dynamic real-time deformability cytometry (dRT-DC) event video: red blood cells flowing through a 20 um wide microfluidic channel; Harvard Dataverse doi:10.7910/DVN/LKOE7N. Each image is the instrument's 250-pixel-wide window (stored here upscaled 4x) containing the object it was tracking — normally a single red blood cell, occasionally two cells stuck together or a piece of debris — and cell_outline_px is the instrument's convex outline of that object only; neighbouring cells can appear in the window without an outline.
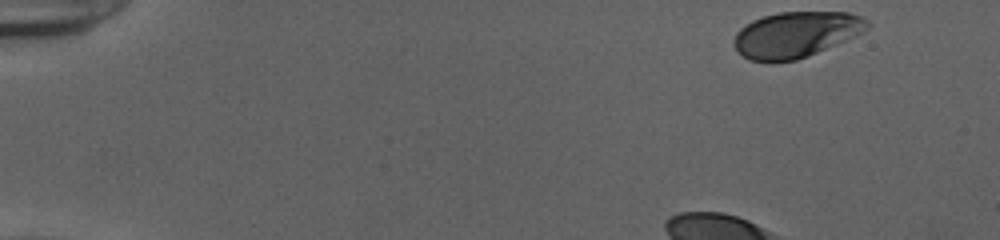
{"species": "human", "species_latin": "Homo sapiens", "temperature_condition": "cold", "stored_images_in_passage": 40, "camera_frame_rate_fps": 3000, "um_per_image_px": 0.085, "donor": {"sex": "female"}, "frame": {"image": 1, "passage_image": 1, "time_ms": 0.0, "image_size_px": [1000, 240], "cell_outline_px": [[868, 28], [836, 44], [796, 60], [748, 60], [732, 44], [736, 32], [740, 28], [752, 20], [764, 16], [780, 12], [848, 12], [860, 16], [868, 20]], "centroid_in_image_um": [67.62, 2.91], "position_along_channel_um": 17.4, "area_um2": 34.8}}
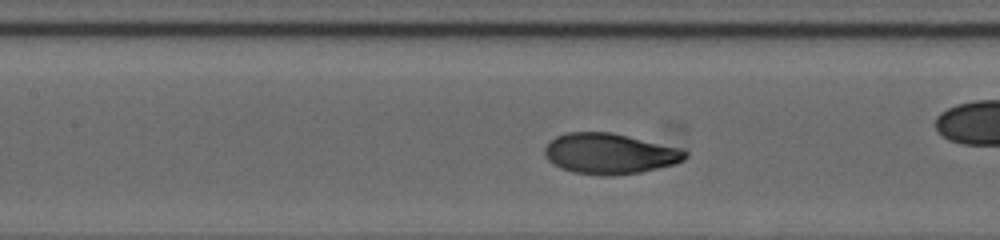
{"frame": {"image": 2, "passage_image": 20, "time_ms": 6.333, "image_size_px": [1000, 240], "cell_outline_px": [[688, 156], [684, 160], [676, 164], [640, 172], [612, 176], [600, 176], [572, 172], [560, 168], [552, 164], [548, 160], [544, 152], [544, 148], [548, 140], [556, 136], [568, 132], [612, 132], [684, 148], [688, 152]], "centroid_in_image_um": [51.84, 13.06], "position_along_channel_um": 155.6, "area_um2": 33.93}}
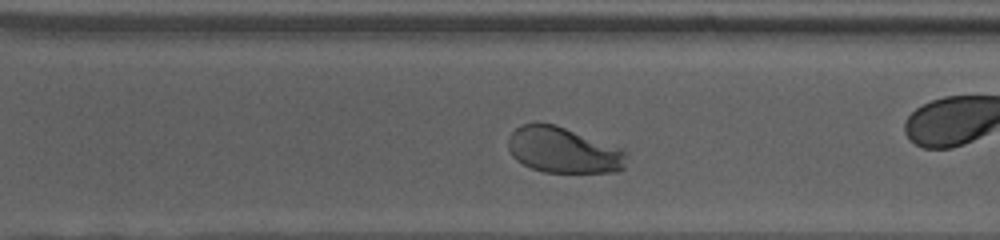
{"frame": {"image": 3, "passage_image": 33, "time_ms": 10.667, "image_size_px": [1000, 240], "cell_outline_px": [[628, 156], [624, 168], [620, 172], [544, 172], [532, 168], [516, 160], [512, 156], [508, 148], [508, 136], [516, 128], [524, 124], [556, 124], [620, 148]], "centroid_in_image_um": [47.88, 12.78], "position_along_channel_um": 322.7, "area_um2": 31.44}, "authors_computed_cell_mechanics": {"area_um2": 33.235, "velocity_mm_per_s": 3.8653, "shape_relaxation_time_tau1_ms": 2.0481, "shape_relaxation_time_tau2_ms": null, "deformation_change_tau1": 0.1393, "deformation_change_tau2": null}}